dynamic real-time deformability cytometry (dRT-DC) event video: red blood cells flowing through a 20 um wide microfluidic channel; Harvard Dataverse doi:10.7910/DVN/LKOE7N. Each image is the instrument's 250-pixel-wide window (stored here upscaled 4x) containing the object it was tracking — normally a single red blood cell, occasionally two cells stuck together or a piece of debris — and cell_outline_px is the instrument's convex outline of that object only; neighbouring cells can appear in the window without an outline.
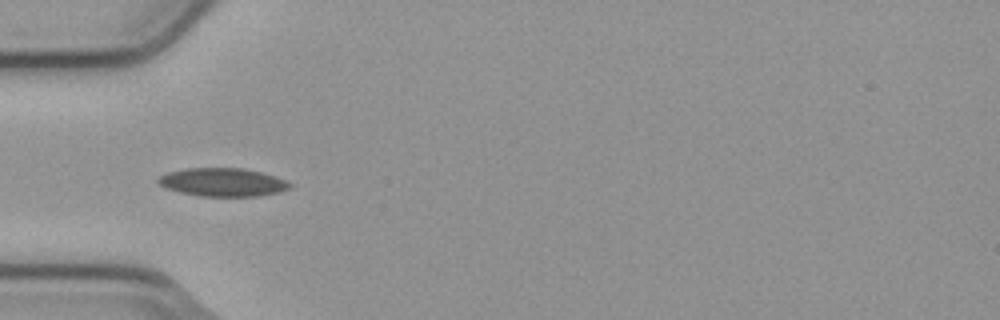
{"species": "common noctule bat (a hibernating species)", "species_latin": "Nyctalus noctula", "temperature_condition": "cold", "stored_images_in_passage": 7, "camera_frame_rate_fps": 3000, "um_per_image_px": 0.085, "animal": {"sex": "male", "body_mass_g": 23.1, "forearm_length_mm": 52.7}, "frame": {"image": 1, "passage_image": 6, "time_ms": 1.667, "image_size_px": [1000, 320], "cell_outline_px": [[292, 188], [280, 192], [256, 196], [196, 196], [164, 188], [156, 184], [156, 180], [160, 176], [168, 172], [188, 168], [244, 168], [264, 172], [284, 180], [292, 184]], "centroid_in_image_um": [18.91, 15.49], "position_along_channel_um": 66.1, "area_um2": 21.96}}
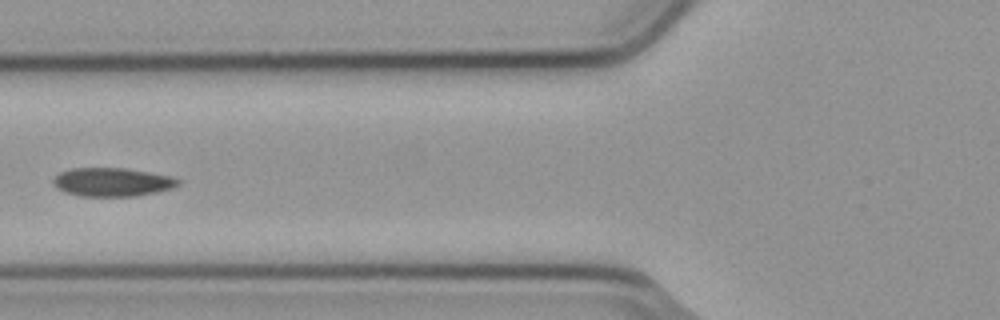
{"frame": {"image": 2, "passage_image": 7, "time_ms": 2.0, "image_size_px": [1000, 320], "cell_outline_px": [[180, 184], [172, 188], [156, 192], [136, 196], [80, 196], [64, 192], [56, 188], [52, 180], [60, 172], [72, 168], [124, 168], [172, 176], [180, 180]], "centroid_in_image_um": [9.53, 15.48], "position_along_channel_um": 116.3, "area_um2": 20.81}}